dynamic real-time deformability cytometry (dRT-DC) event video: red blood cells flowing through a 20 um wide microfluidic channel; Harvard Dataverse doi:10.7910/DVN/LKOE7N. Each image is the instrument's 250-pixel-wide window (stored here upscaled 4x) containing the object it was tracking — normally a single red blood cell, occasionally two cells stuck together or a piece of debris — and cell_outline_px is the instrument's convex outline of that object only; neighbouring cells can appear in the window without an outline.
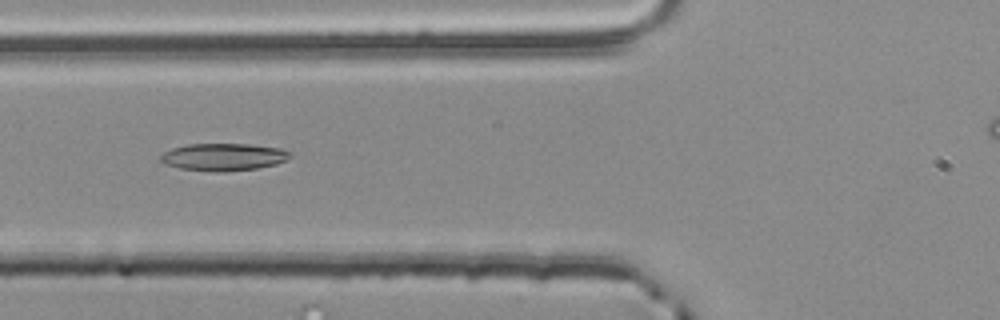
{"species": "common noctule bat (a hibernating species)", "species_latin": "Nyctalus noctula", "temperature_condition": "room temperature", "stored_images_in_passage": 41, "camera_frame_rate_fps": 3000, "um_per_image_px": 0.085, "animal": {"sex": "male", "body_mass_g": 20.4}, "frame": {"image": 1, "passage_image": 12, "time_ms": 3.667, "image_size_px": [1000, 320], "cell_outline_px": [[292, 156], [276, 164], [256, 168], [224, 172], [212, 172], [180, 168], [164, 164], [160, 160], [160, 156], [164, 152], [172, 148], [188, 144], [252, 144], [280, 148], [292, 152]], "centroid_in_image_um": [18.99, 13.34], "position_along_channel_um": 106.8, "area_um2": 20.75}}
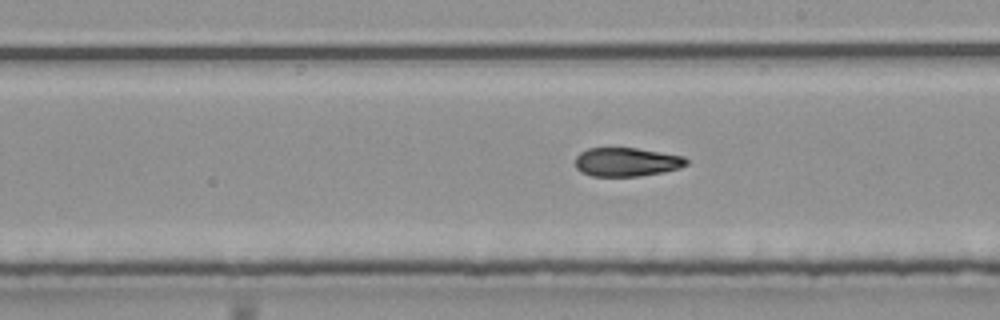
{"frame": {"image": 2, "passage_image": 22, "time_ms": 7.0, "image_size_px": [1000, 320], "cell_outline_px": [[688, 164], [680, 168], [664, 172], [640, 176], [592, 176], [580, 172], [576, 168], [576, 156], [580, 152], [588, 148], [636, 148], [684, 156], [688, 160]], "centroid_in_image_um": [53.27, 13.77], "position_along_channel_um": 235.7, "area_um2": 18.73}}
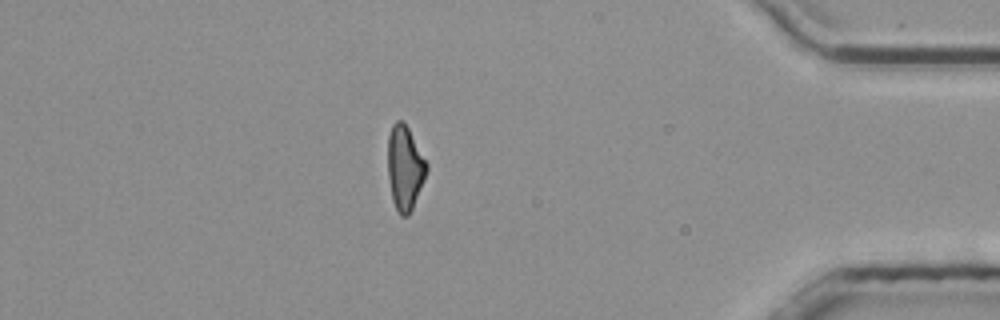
{"frame": {"image": 3, "passage_image": 38, "time_ms": 12.333, "image_size_px": [1000, 320], "cell_outline_px": [[428, 168], [424, 180], [412, 208], [408, 216], [400, 216], [392, 200], [388, 176], [388, 136], [392, 124], [396, 120], [404, 120], [428, 164]], "centroid_in_image_um": [34.4, 14.24], "position_along_channel_um": 400.8, "area_um2": 19.07}, "authors_computed_cell_mechanics": {"area_um2": 19.5942, "velocity_mm_per_s": 3.8667, "shape_relaxation_time_tau1_ms": 4.9885, "shape_relaxation_time_tau2_ms": 2.8471, "deformation_change_tau1": 0.1753, "deformation_change_tau2": 0.0937}}